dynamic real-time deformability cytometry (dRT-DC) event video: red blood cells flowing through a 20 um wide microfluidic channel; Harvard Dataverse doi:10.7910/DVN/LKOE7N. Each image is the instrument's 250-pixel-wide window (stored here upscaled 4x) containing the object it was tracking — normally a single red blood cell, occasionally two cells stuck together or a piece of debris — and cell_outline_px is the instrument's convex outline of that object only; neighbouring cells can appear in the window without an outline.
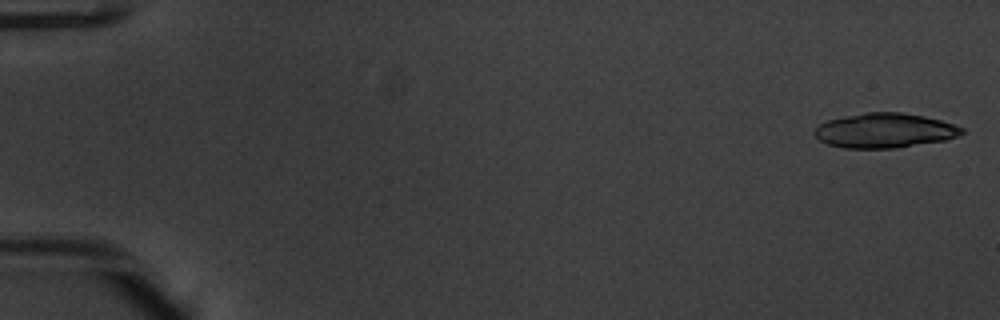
{"species": "common noctule bat (a hibernating species)", "species_latin": "Nyctalus noctula", "temperature_condition": "warm", "stored_images_in_passage": 17, "camera_frame_rate_fps": 3000, "um_per_image_px": 0.085, "animal": {"sex": "male", "body_mass_g": 20.1, "forearm_length_mm": 53.5}, "frame": {"image": 1, "passage_image": 1, "time_ms": 0.0, "image_size_px": [1000, 320], "cell_outline_px": [[964, 132], [956, 136], [944, 140], [896, 148], [844, 148], [828, 144], [820, 140], [812, 132], [820, 124], [828, 120], [864, 112], [900, 112], [924, 116], [940, 120], [964, 128]], "centroid_in_image_um": [75.18, 11.09], "position_along_channel_um": 9.8, "area_um2": 29.54}}